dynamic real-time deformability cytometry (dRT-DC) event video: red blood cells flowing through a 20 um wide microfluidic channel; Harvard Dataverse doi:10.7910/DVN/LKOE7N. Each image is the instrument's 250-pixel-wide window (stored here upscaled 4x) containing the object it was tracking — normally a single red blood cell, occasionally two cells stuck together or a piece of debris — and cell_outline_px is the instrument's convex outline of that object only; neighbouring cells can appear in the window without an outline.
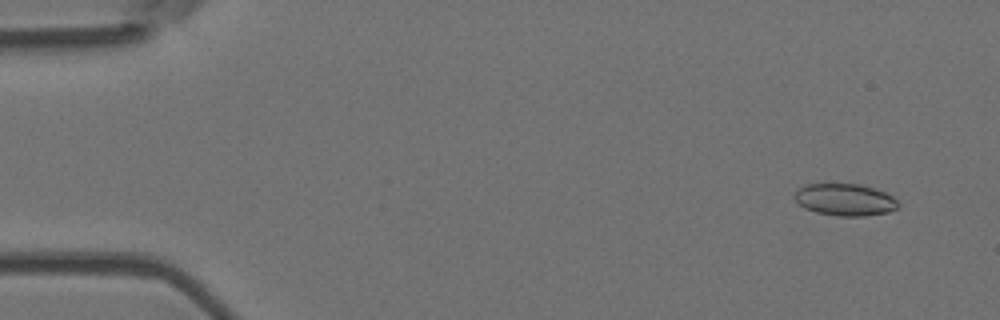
{"species": "Egyptian fruit bat (a non-hibernating species)", "species_latin": "Rousettus aegyptiacus", "temperature_condition": "room temperature", "stored_images_in_passage": 16, "camera_frame_rate_fps": 3000, "um_per_image_px": 0.085, "animal": {"sex": "female"}, "frame": {"image": 1, "passage_image": 4, "time_ms": 1.0, "image_size_px": [1000, 320], "cell_outline_px": [[900, 204], [896, 208], [888, 212], [864, 216], [840, 216], [816, 212], [804, 208], [792, 196], [796, 188], [804, 184], [824, 180], [860, 184], [884, 192], [892, 196]], "centroid_in_image_um": [71.72, 16.91], "position_along_channel_um": 13.3, "area_um2": 20.17}}